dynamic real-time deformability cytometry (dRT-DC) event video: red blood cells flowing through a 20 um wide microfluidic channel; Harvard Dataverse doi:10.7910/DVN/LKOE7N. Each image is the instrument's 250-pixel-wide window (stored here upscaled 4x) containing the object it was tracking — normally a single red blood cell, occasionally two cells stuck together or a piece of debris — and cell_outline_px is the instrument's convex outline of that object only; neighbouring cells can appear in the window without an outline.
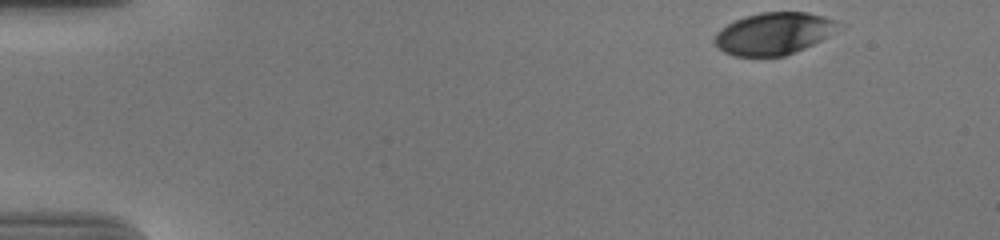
{"species": "human", "species_latin": "Homo sapiens", "temperature_condition": "cold", "stored_images_in_passage": 43, "camera_frame_rate_fps": 3000, "um_per_image_px": 0.085, "donor": {"sex": "male"}, "frame": {"image": 1, "passage_image": 1, "time_ms": 0.0, "image_size_px": [1000, 240], "cell_outline_px": [[836, 24], [820, 40], [804, 48], [784, 56], [732, 56], [724, 52], [712, 40], [716, 32], [728, 24], [744, 16], [760, 12], [808, 12], [824, 16], [836, 20]], "centroid_in_image_um": [65.65, 2.85], "position_along_channel_um": 19.3, "area_um2": 29.71}}
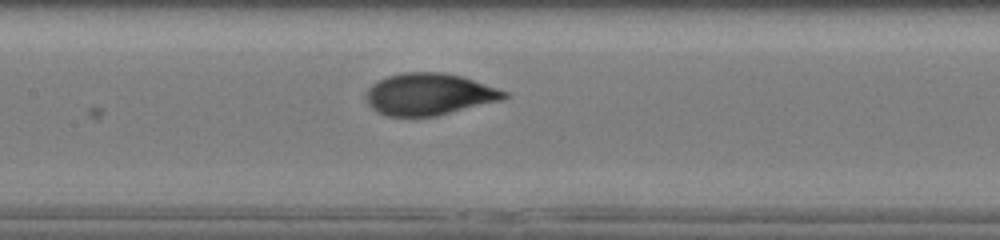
{"frame": {"image": 2, "passage_image": 23, "time_ms": 7.333, "image_size_px": [1000, 240], "cell_outline_px": [[508, 96], [504, 100], [436, 116], [384, 116], [376, 112], [368, 104], [364, 96], [368, 88], [372, 84], [388, 76], [404, 72], [444, 72], [460, 76], [508, 92]], "centroid_in_image_um": [36.45, 8.02], "position_along_channel_um": 170.9, "area_um2": 33.76}}
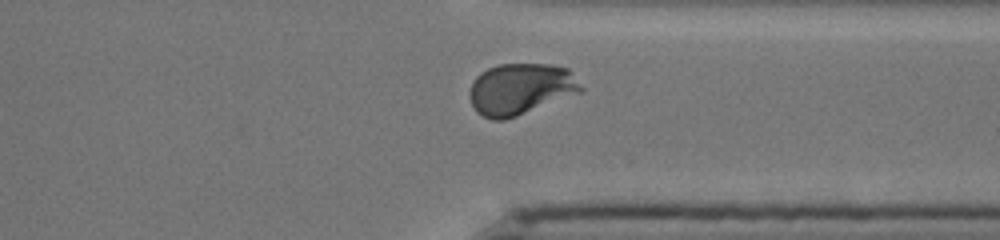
{"frame": {"image": 3, "passage_image": 39, "time_ms": 12.667, "image_size_px": [1000, 240], "cell_outline_px": [[584, 92], [516, 116], [504, 120], [492, 120], [476, 112], [468, 96], [468, 92], [476, 76], [480, 72], [488, 68], [500, 64], [548, 64], [568, 68], [584, 88]], "centroid_in_image_um": [44.26, 7.57], "position_along_channel_um": 367.1, "area_um2": 33.64}, "authors_computed_cell_mechanics": {"area_um2": 33.1772, "velocity_mm_per_s": 3.6727, "shape_relaxation_time_tau1_ms": 5.2164, "shape_relaxation_time_tau2_ms": null, "deformation_change_tau1": 0.1907, "deformation_change_tau2": null}}